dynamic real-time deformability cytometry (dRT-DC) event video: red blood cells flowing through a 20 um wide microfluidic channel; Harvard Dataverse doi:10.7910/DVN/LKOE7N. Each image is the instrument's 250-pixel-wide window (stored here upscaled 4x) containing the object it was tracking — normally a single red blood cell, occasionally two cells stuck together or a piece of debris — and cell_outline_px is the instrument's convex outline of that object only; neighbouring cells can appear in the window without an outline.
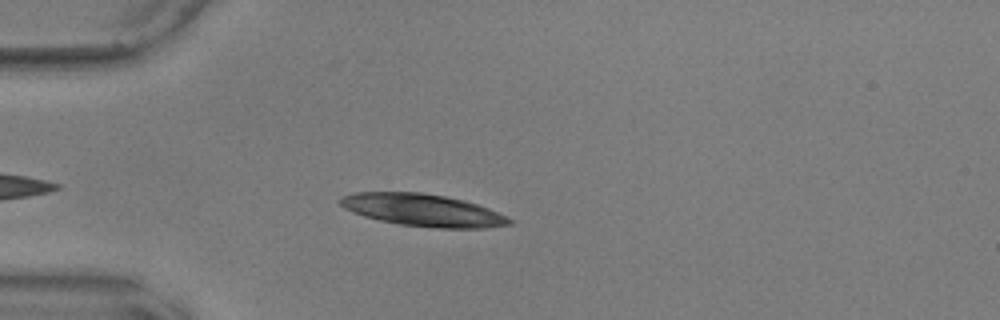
{"species": "common noctule bat (a hibernating species)", "species_latin": "Nyctalus noctula", "temperature_condition": "warm", "stored_images_in_passage": 43, "camera_frame_rate_fps": 3000, "um_per_image_px": 0.085, "animal": {"sex": "male", "body_mass_g": 17.9, "forearm_length_mm": 54.2}, "frame": {"image": 1, "passage_image": 6, "time_ms": 1.667, "image_size_px": [1000, 320], "cell_outline_px": [[512, 224], [484, 228], [436, 228], [400, 224], [380, 220], [364, 216], [352, 212], [344, 208], [336, 200], [344, 196], [356, 192], [420, 192], [444, 196], [464, 200], [488, 208], [512, 220]], "centroid_in_image_um": [35.9, 17.86], "position_along_channel_um": 49.1, "area_um2": 31.56}}